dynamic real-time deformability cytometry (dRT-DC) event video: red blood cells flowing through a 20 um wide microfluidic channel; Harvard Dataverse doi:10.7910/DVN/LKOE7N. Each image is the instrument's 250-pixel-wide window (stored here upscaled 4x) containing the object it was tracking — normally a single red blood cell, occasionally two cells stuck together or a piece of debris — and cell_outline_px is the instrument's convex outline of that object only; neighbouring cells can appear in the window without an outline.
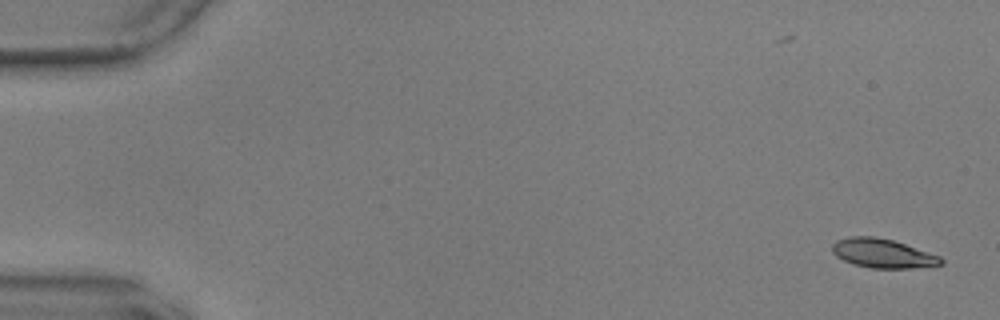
{"species": "common noctule bat (a hibernating species)", "species_latin": "Nyctalus noctula", "temperature_condition": "warm", "stored_images_in_passage": 55, "camera_frame_rate_fps": 3000, "um_per_image_px": 0.085, "animal": {"sex": "male", "body_mass_g": 17.9, "forearm_length_mm": 54.2}, "frame": {"image": 1, "passage_image": 1, "time_ms": 0.0, "image_size_px": [1000, 320], "cell_outline_px": [[944, 264], [912, 268], [872, 268], [852, 264], [836, 256], [832, 252], [832, 244], [836, 240], [852, 236], [872, 236], [892, 240], [940, 256], [944, 260]], "centroid_in_image_um": [75.01, 21.54], "position_along_channel_um": 10.0, "area_um2": 18.32}}
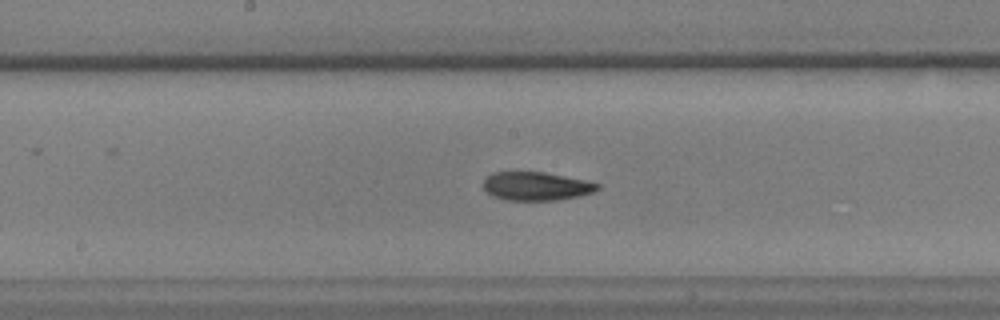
{"frame": {"image": 2, "passage_image": 29, "time_ms": 9.333, "image_size_px": [1000, 320], "cell_outline_px": [[600, 188], [596, 192], [580, 196], [556, 200], [504, 200], [492, 196], [484, 188], [484, 180], [492, 172], [544, 172], [584, 180], [600, 184]], "centroid_in_image_um": [45.6, 15.83], "position_along_channel_um": 202.6, "area_um2": 18.96}}
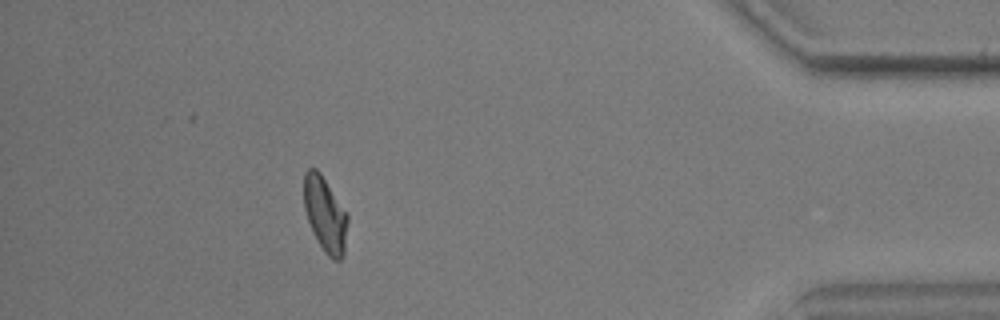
{"frame": {"image": 3, "passage_image": 50, "time_ms": 16.333, "image_size_px": [1000, 320], "cell_outline_px": [[348, 220], [344, 256], [340, 260], [332, 260], [324, 252], [308, 220], [304, 208], [304, 172], [308, 168], [316, 168], [320, 172], [348, 212]], "centroid_in_image_um": [27.66, 18.21], "position_along_channel_um": 407.5, "area_um2": 19.25}, "authors_computed_cell_mechanics": {"area_um2": 19.074, "velocity_mm_per_s": 3.591, "shape_relaxation_time_tau1_ms": 6.3608, "shape_relaxation_time_tau2_ms": 2.1918, "deformation_change_tau1": 0.1962, "deformation_change_tau2": 0.0843}}